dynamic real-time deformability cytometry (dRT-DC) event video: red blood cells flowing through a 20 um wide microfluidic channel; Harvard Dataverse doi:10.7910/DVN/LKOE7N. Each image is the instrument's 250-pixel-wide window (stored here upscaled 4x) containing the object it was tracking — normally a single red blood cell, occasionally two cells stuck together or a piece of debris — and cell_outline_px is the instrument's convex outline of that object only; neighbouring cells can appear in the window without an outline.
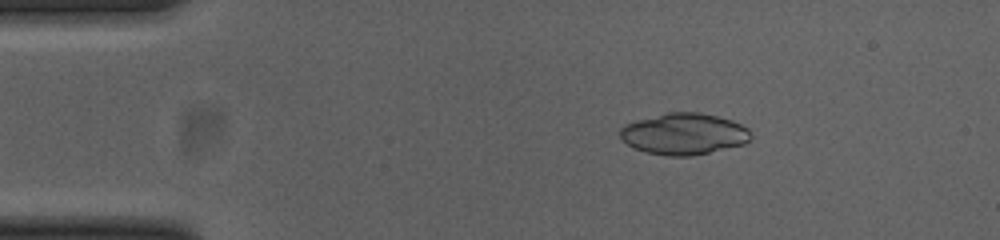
{"species": "common noctule bat (a hibernating species)", "species_latin": "Nyctalus noctula", "temperature_condition": "cold", "stored_images_in_passage": 49, "camera_frame_rate_fps": 3000, "um_per_image_px": 0.085, "animal": {"sex": "female", "body_mass_g": 23.0, "forearm_length_mm": 53.4}, "frame": {"image": 1, "passage_image": 6, "time_ms": 1.667, "image_size_px": [1000, 240], "cell_outline_px": [[752, 136], [744, 144], [692, 156], [668, 156], [648, 152], [636, 148], [628, 144], [620, 136], [620, 128], [624, 124], [636, 120], [668, 112], [700, 112], [732, 120], [748, 128]], "centroid_in_image_um": [58.14, 11.37], "position_along_channel_um": 26.9, "area_um2": 31.39}}